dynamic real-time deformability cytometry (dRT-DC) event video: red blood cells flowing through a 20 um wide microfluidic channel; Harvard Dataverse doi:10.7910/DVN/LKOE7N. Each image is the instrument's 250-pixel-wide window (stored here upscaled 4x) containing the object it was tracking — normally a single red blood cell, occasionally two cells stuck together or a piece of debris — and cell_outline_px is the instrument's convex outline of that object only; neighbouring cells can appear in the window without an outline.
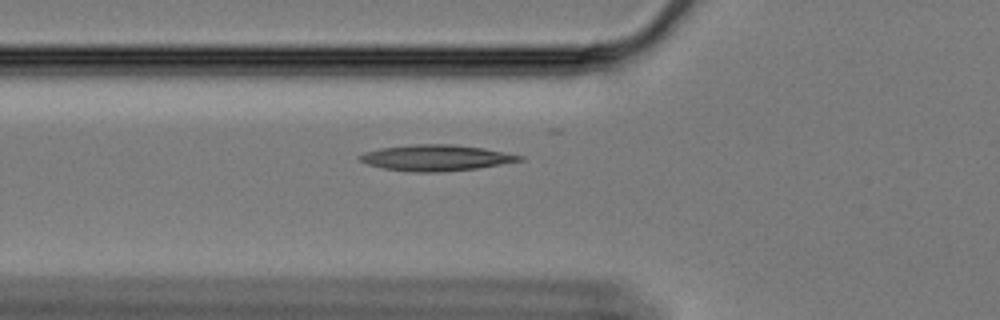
{"species": "Egyptian fruit bat (a non-hibernating species)", "species_latin": "Rousettus aegyptiacus", "temperature_condition": "cold", "stored_images_in_passage": 34, "camera_frame_rate_fps": 3000, "um_per_image_px": 0.085, "animal": {"sex": "female"}, "frame": {"image": 1, "passage_image": 3, "time_ms": 0.667, "image_size_px": [1000, 320], "cell_outline_px": [[524, 160], [480, 168], [440, 172], [412, 172], [384, 168], [368, 164], [360, 160], [360, 156], [364, 152], [380, 148], [416, 144], [452, 144], [484, 148], [524, 156]], "centroid_in_image_um": [37.1, 13.41], "position_along_channel_um": 88.7, "area_um2": 24.1}}
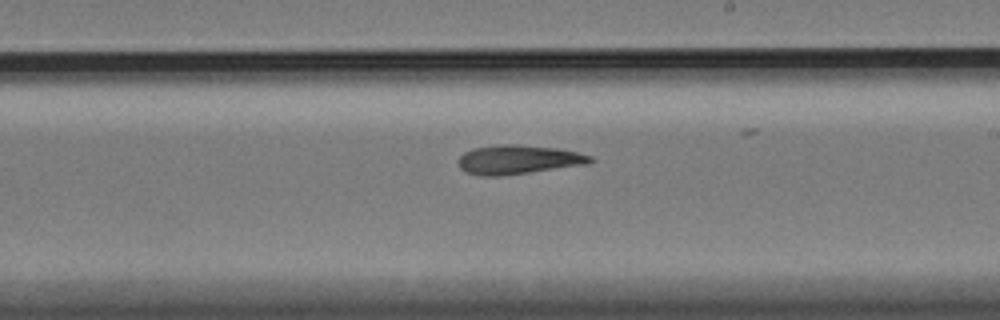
{"frame": {"image": 2, "passage_image": 17, "time_ms": 5.333, "image_size_px": [1000, 320], "cell_outline_px": [[596, 160], [588, 164], [528, 172], [496, 176], [480, 176], [468, 172], [460, 168], [456, 160], [464, 152], [472, 148], [496, 144], [520, 144], [556, 148], [576, 152], [592, 156]], "centroid_in_image_um": [44.02, 13.55], "position_along_channel_um": 245.0, "area_um2": 22.43}}
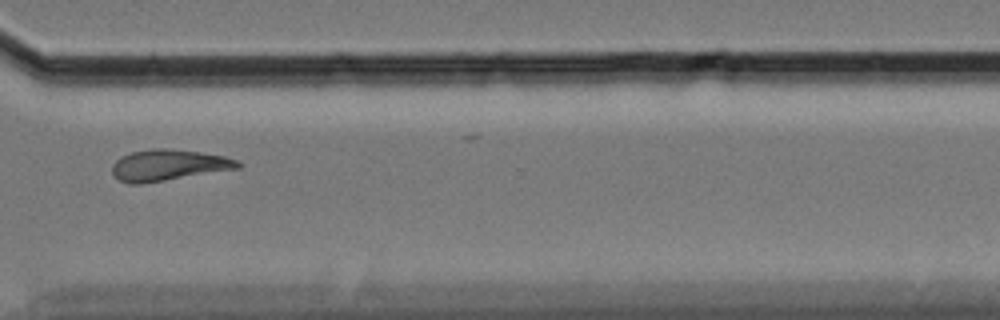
{"frame": {"image": 3, "passage_image": 27, "time_ms": 8.667, "image_size_px": [1000, 320], "cell_outline_px": [[244, 164], [240, 168], [140, 184], [128, 184], [120, 180], [112, 172], [112, 164], [120, 156], [132, 152], [152, 148], [172, 148], [200, 152], [224, 156], [236, 160]], "centroid_in_image_um": [14.31, 14.02], "position_along_channel_um": 356.3, "area_um2": 22.83}, "authors_computed_cell_mechanics": {"area_um2": 22.0218, "velocity_mm_per_s": 3.3349, "shape_relaxation_time_tau1_ms": null, "shape_relaxation_time_tau2_ms": 9.7826, "deformation_change_tau1": null, "deformation_change_tau2": 0.1989}}